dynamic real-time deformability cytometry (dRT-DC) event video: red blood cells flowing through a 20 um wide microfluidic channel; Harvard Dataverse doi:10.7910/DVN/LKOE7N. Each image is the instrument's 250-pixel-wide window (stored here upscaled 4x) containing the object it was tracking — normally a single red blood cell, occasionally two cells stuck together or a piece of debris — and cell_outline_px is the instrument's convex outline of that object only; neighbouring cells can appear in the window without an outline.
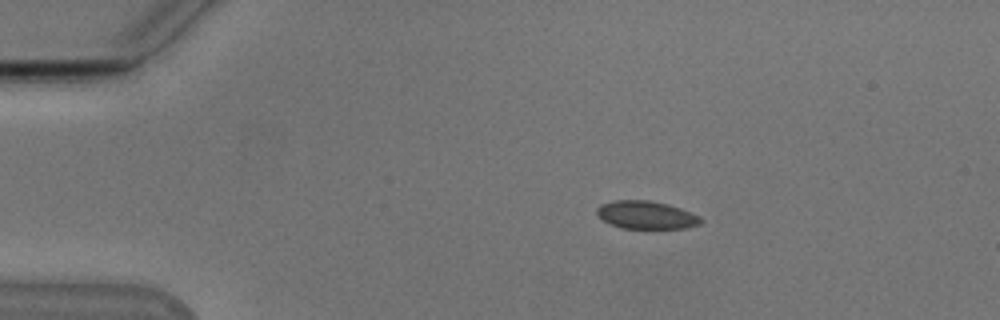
{"species": "Egyptian fruit bat (a non-hibernating species)", "species_latin": "Rousettus aegyptiacus", "temperature_condition": "cold", "stored_images_in_passage": 8, "camera_frame_rate_fps": 3000, "um_per_image_px": 0.085, "animal": {"sex": "male"}, "frame": {"image": 1, "passage_image": 1, "time_ms": 0.0, "image_size_px": [1000, 320], "cell_outline_px": [[704, 220], [700, 224], [688, 228], [620, 228], [608, 224], [596, 212], [596, 208], [600, 204], [616, 200], [648, 200], [668, 204], [680, 208], [700, 216]], "centroid_in_image_um": [54.94, 18.27], "position_along_channel_um": 30.1, "area_um2": 16.99}}